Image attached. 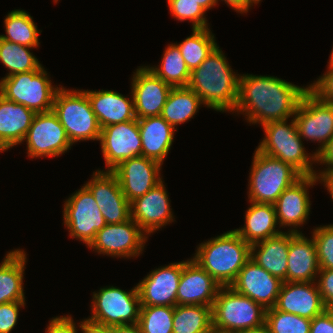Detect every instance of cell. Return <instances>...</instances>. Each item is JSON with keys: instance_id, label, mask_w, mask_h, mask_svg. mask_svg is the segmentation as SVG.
I'll return each mask as SVG.
<instances>
[{"instance_id": "20", "label": "cell", "mask_w": 333, "mask_h": 333, "mask_svg": "<svg viewBox=\"0 0 333 333\" xmlns=\"http://www.w3.org/2000/svg\"><path fill=\"white\" fill-rule=\"evenodd\" d=\"M182 273V261L160 266L150 271L137 284L141 306L177 305V290Z\"/></svg>"}, {"instance_id": "3", "label": "cell", "mask_w": 333, "mask_h": 333, "mask_svg": "<svg viewBox=\"0 0 333 333\" xmlns=\"http://www.w3.org/2000/svg\"><path fill=\"white\" fill-rule=\"evenodd\" d=\"M250 258L251 245L234 230L202 242L192 257L220 286H230Z\"/></svg>"}, {"instance_id": "39", "label": "cell", "mask_w": 333, "mask_h": 333, "mask_svg": "<svg viewBox=\"0 0 333 333\" xmlns=\"http://www.w3.org/2000/svg\"><path fill=\"white\" fill-rule=\"evenodd\" d=\"M173 18L179 21L189 20L192 29L209 28L205 17L206 11L194 0H167Z\"/></svg>"}, {"instance_id": "10", "label": "cell", "mask_w": 333, "mask_h": 333, "mask_svg": "<svg viewBox=\"0 0 333 333\" xmlns=\"http://www.w3.org/2000/svg\"><path fill=\"white\" fill-rule=\"evenodd\" d=\"M63 222L69 236L88 246L107 223L90 190L83 185L64 201Z\"/></svg>"}, {"instance_id": "22", "label": "cell", "mask_w": 333, "mask_h": 333, "mask_svg": "<svg viewBox=\"0 0 333 333\" xmlns=\"http://www.w3.org/2000/svg\"><path fill=\"white\" fill-rule=\"evenodd\" d=\"M220 285L192 258L182 261V273L177 290V305L212 307Z\"/></svg>"}, {"instance_id": "2", "label": "cell", "mask_w": 333, "mask_h": 333, "mask_svg": "<svg viewBox=\"0 0 333 333\" xmlns=\"http://www.w3.org/2000/svg\"><path fill=\"white\" fill-rule=\"evenodd\" d=\"M217 45L208 57L190 72L187 87L193 90L207 108L233 112L237 103L239 77Z\"/></svg>"}, {"instance_id": "1", "label": "cell", "mask_w": 333, "mask_h": 333, "mask_svg": "<svg viewBox=\"0 0 333 333\" xmlns=\"http://www.w3.org/2000/svg\"><path fill=\"white\" fill-rule=\"evenodd\" d=\"M307 86H297L275 76L240 75L234 113L247 116L249 124L261 126L292 118L309 90Z\"/></svg>"}, {"instance_id": "44", "label": "cell", "mask_w": 333, "mask_h": 333, "mask_svg": "<svg viewBox=\"0 0 333 333\" xmlns=\"http://www.w3.org/2000/svg\"><path fill=\"white\" fill-rule=\"evenodd\" d=\"M46 333H78L77 328L81 327V321L76 326L73 318L70 315L53 317L47 325Z\"/></svg>"}, {"instance_id": "36", "label": "cell", "mask_w": 333, "mask_h": 333, "mask_svg": "<svg viewBox=\"0 0 333 333\" xmlns=\"http://www.w3.org/2000/svg\"><path fill=\"white\" fill-rule=\"evenodd\" d=\"M32 47L16 44L0 37V63L8 69L5 77L36 70L40 61L30 52Z\"/></svg>"}, {"instance_id": "47", "label": "cell", "mask_w": 333, "mask_h": 333, "mask_svg": "<svg viewBox=\"0 0 333 333\" xmlns=\"http://www.w3.org/2000/svg\"><path fill=\"white\" fill-rule=\"evenodd\" d=\"M220 0H217V3ZM227 3L228 6H230L233 10H235L237 13H246L249 11L250 7L253 6V4H257L254 0H221Z\"/></svg>"}, {"instance_id": "9", "label": "cell", "mask_w": 333, "mask_h": 333, "mask_svg": "<svg viewBox=\"0 0 333 333\" xmlns=\"http://www.w3.org/2000/svg\"><path fill=\"white\" fill-rule=\"evenodd\" d=\"M92 315L87 321L104 327H114L139 322L141 301L137 285L129 291L109 286L93 292Z\"/></svg>"}, {"instance_id": "38", "label": "cell", "mask_w": 333, "mask_h": 333, "mask_svg": "<svg viewBox=\"0 0 333 333\" xmlns=\"http://www.w3.org/2000/svg\"><path fill=\"white\" fill-rule=\"evenodd\" d=\"M265 325L270 333H310L311 320L272 307L266 310Z\"/></svg>"}, {"instance_id": "13", "label": "cell", "mask_w": 333, "mask_h": 333, "mask_svg": "<svg viewBox=\"0 0 333 333\" xmlns=\"http://www.w3.org/2000/svg\"><path fill=\"white\" fill-rule=\"evenodd\" d=\"M30 158L58 157L71 149L63 125L53 112L36 113L24 139Z\"/></svg>"}, {"instance_id": "19", "label": "cell", "mask_w": 333, "mask_h": 333, "mask_svg": "<svg viewBox=\"0 0 333 333\" xmlns=\"http://www.w3.org/2000/svg\"><path fill=\"white\" fill-rule=\"evenodd\" d=\"M282 283L250 258L230 287L267 310L275 306Z\"/></svg>"}, {"instance_id": "16", "label": "cell", "mask_w": 333, "mask_h": 333, "mask_svg": "<svg viewBox=\"0 0 333 333\" xmlns=\"http://www.w3.org/2000/svg\"><path fill=\"white\" fill-rule=\"evenodd\" d=\"M86 184L107 224L123 223L131 218L130 202L124 196L111 171L96 170Z\"/></svg>"}, {"instance_id": "5", "label": "cell", "mask_w": 333, "mask_h": 333, "mask_svg": "<svg viewBox=\"0 0 333 333\" xmlns=\"http://www.w3.org/2000/svg\"><path fill=\"white\" fill-rule=\"evenodd\" d=\"M266 309L230 286H221L212 306L214 333H235L265 324Z\"/></svg>"}, {"instance_id": "17", "label": "cell", "mask_w": 333, "mask_h": 333, "mask_svg": "<svg viewBox=\"0 0 333 333\" xmlns=\"http://www.w3.org/2000/svg\"><path fill=\"white\" fill-rule=\"evenodd\" d=\"M316 182V175H303L282 192L274 203L279 228L288 226L291 228L288 232L302 233L297 229L309 219L311 209L308 188L313 187Z\"/></svg>"}, {"instance_id": "18", "label": "cell", "mask_w": 333, "mask_h": 333, "mask_svg": "<svg viewBox=\"0 0 333 333\" xmlns=\"http://www.w3.org/2000/svg\"><path fill=\"white\" fill-rule=\"evenodd\" d=\"M130 88L136 118L142 119L160 116L173 87L156 76L147 66H139L133 74Z\"/></svg>"}, {"instance_id": "27", "label": "cell", "mask_w": 333, "mask_h": 333, "mask_svg": "<svg viewBox=\"0 0 333 333\" xmlns=\"http://www.w3.org/2000/svg\"><path fill=\"white\" fill-rule=\"evenodd\" d=\"M141 141L142 156L160 162L163 165L177 131L163 117H145L137 119Z\"/></svg>"}, {"instance_id": "40", "label": "cell", "mask_w": 333, "mask_h": 333, "mask_svg": "<svg viewBox=\"0 0 333 333\" xmlns=\"http://www.w3.org/2000/svg\"><path fill=\"white\" fill-rule=\"evenodd\" d=\"M312 238L320 269H333V224L314 228Z\"/></svg>"}, {"instance_id": "37", "label": "cell", "mask_w": 333, "mask_h": 333, "mask_svg": "<svg viewBox=\"0 0 333 333\" xmlns=\"http://www.w3.org/2000/svg\"><path fill=\"white\" fill-rule=\"evenodd\" d=\"M174 307L141 306L138 325L142 333H173Z\"/></svg>"}, {"instance_id": "21", "label": "cell", "mask_w": 333, "mask_h": 333, "mask_svg": "<svg viewBox=\"0 0 333 333\" xmlns=\"http://www.w3.org/2000/svg\"><path fill=\"white\" fill-rule=\"evenodd\" d=\"M162 180L145 195L130 203L131 218L148 235L175 221Z\"/></svg>"}, {"instance_id": "26", "label": "cell", "mask_w": 333, "mask_h": 333, "mask_svg": "<svg viewBox=\"0 0 333 333\" xmlns=\"http://www.w3.org/2000/svg\"><path fill=\"white\" fill-rule=\"evenodd\" d=\"M33 110L0 94V152L24 142L35 116Z\"/></svg>"}, {"instance_id": "23", "label": "cell", "mask_w": 333, "mask_h": 333, "mask_svg": "<svg viewBox=\"0 0 333 333\" xmlns=\"http://www.w3.org/2000/svg\"><path fill=\"white\" fill-rule=\"evenodd\" d=\"M274 308L310 320L327 309L315 281L283 282Z\"/></svg>"}, {"instance_id": "25", "label": "cell", "mask_w": 333, "mask_h": 333, "mask_svg": "<svg viewBox=\"0 0 333 333\" xmlns=\"http://www.w3.org/2000/svg\"><path fill=\"white\" fill-rule=\"evenodd\" d=\"M100 128L136 118L134 101L114 90H84Z\"/></svg>"}, {"instance_id": "50", "label": "cell", "mask_w": 333, "mask_h": 333, "mask_svg": "<svg viewBox=\"0 0 333 333\" xmlns=\"http://www.w3.org/2000/svg\"><path fill=\"white\" fill-rule=\"evenodd\" d=\"M111 333H142L140 326L137 324H128L110 327Z\"/></svg>"}, {"instance_id": "54", "label": "cell", "mask_w": 333, "mask_h": 333, "mask_svg": "<svg viewBox=\"0 0 333 333\" xmlns=\"http://www.w3.org/2000/svg\"><path fill=\"white\" fill-rule=\"evenodd\" d=\"M257 4L261 1V0H254Z\"/></svg>"}, {"instance_id": "43", "label": "cell", "mask_w": 333, "mask_h": 333, "mask_svg": "<svg viewBox=\"0 0 333 333\" xmlns=\"http://www.w3.org/2000/svg\"><path fill=\"white\" fill-rule=\"evenodd\" d=\"M316 283L325 307L333 310V269H320Z\"/></svg>"}, {"instance_id": "42", "label": "cell", "mask_w": 333, "mask_h": 333, "mask_svg": "<svg viewBox=\"0 0 333 333\" xmlns=\"http://www.w3.org/2000/svg\"><path fill=\"white\" fill-rule=\"evenodd\" d=\"M328 70L309 85V89L323 101L333 104V62H328Z\"/></svg>"}, {"instance_id": "35", "label": "cell", "mask_w": 333, "mask_h": 333, "mask_svg": "<svg viewBox=\"0 0 333 333\" xmlns=\"http://www.w3.org/2000/svg\"><path fill=\"white\" fill-rule=\"evenodd\" d=\"M180 49L187 68H197L217 46L215 36L209 28L192 29V35L181 43H175Z\"/></svg>"}, {"instance_id": "51", "label": "cell", "mask_w": 333, "mask_h": 333, "mask_svg": "<svg viewBox=\"0 0 333 333\" xmlns=\"http://www.w3.org/2000/svg\"><path fill=\"white\" fill-rule=\"evenodd\" d=\"M235 333H270L268 327L264 324L256 328H250L247 330L237 331Z\"/></svg>"}, {"instance_id": "31", "label": "cell", "mask_w": 333, "mask_h": 333, "mask_svg": "<svg viewBox=\"0 0 333 333\" xmlns=\"http://www.w3.org/2000/svg\"><path fill=\"white\" fill-rule=\"evenodd\" d=\"M201 105H204L202 100L193 90L188 87H173L160 116L177 129V125L193 118Z\"/></svg>"}, {"instance_id": "41", "label": "cell", "mask_w": 333, "mask_h": 333, "mask_svg": "<svg viewBox=\"0 0 333 333\" xmlns=\"http://www.w3.org/2000/svg\"><path fill=\"white\" fill-rule=\"evenodd\" d=\"M25 301L0 304V333H10L17 324L19 309L25 307Z\"/></svg>"}, {"instance_id": "34", "label": "cell", "mask_w": 333, "mask_h": 333, "mask_svg": "<svg viewBox=\"0 0 333 333\" xmlns=\"http://www.w3.org/2000/svg\"><path fill=\"white\" fill-rule=\"evenodd\" d=\"M159 66H148L156 76L172 87H187L190 79V70L187 68L180 49L175 43L165 48Z\"/></svg>"}, {"instance_id": "33", "label": "cell", "mask_w": 333, "mask_h": 333, "mask_svg": "<svg viewBox=\"0 0 333 333\" xmlns=\"http://www.w3.org/2000/svg\"><path fill=\"white\" fill-rule=\"evenodd\" d=\"M4 27L6 35H0L2 39L27 47H39L38 37L42 31L37 29L33 17L25 10L9 12L4 19Z\"/></svg>"}, {"instance_id": "14", "label": "cell", "mask_w": 333, "mask_h": 333, "mask_svg": "<svg viewBox=\"0 0 333 333\" xmlns=\"http://www.w3.org/2000/svg\"><path fill=\"white\" fill-rule=\"evenodd\" d=\"M99 141L106 171H111L124 160L142 156L137 119L101 128Z\"/></svg>"}, {"instance_id": "11", "label": "cell", "mask_w": 333, "mask_h": 333, "mask_svg": "<svg viewBox=\"0 0 333 333\" xmlns=\"http://www.w3.org/2000/svg\"><path fill=\"white\" fill-rule=\"evenodd\" d=\"M147 234L130 218L119 224H106L88 246L99 255L131 258L142 254Z\"/></svg>"}, {"instance_id": "49", "label": "cell", "mask_w": 333, "mask_h": 333, "mask_svg": "<svg viewBox=\"0 0 333 333\" xmlns=\"http://www.w3.org/2000/svg\"><path fill=\"white\" fill-rule=\"evenodd\" d=\"M81 333H111L110 327L99 326L87 320L81 321Z\"/></svg>"}, {"instance_id": "45", "label": "cell", "mask_w": 333, "mask_h": 333, "mask_svg": "<svg viewBox=\"0 0 333 333\" xmlns=\"http://www.w3.org/2000/svg\"><path fill=\"white\" fill-rule=\"evenodd\" d=\"M310 333H333L332 309H326L311 320Z\"/></svg>"}, {"instance_id": "29", "label": "cell", "mask_w": 333, "mask_h": 333, "mask_svg": "<svg viewBox=\"0 0 333 333\" xmlns=\"http://www.w3.org/2000/svg\"><path fill=\"white\" fill-rule=\"evenodd\" d=\"M249 202L250 206L245 211L244 226L234 229L245 242L252 245L283 232L277 228L274 204Z\"/></svg>"}, {"instance_id": "24", "label": "cell", "mask_w": 333, "mask_h": 333, "mask_svg": "<svg viewBox=\"0 0 333 333\" xmlns=\"http://www.w3.org/2000/svg\"><path fill=\"white\" fill-rule=\"evenodd\" d=\"M320 271L313 238L290 232L287 282H314Z\"/></svg>"}, {"instance_id": "6", "label": "cell", "mask_w": 333, "mask_h": 333, "mask_svg": "<svg viewBox=\"0 0 333 333\" xmlns=\"http://www.w3.org/2000/svg\"><path fill=\"white\" fill-rule=\"evenodd\" d=\"M265 137L256 148L265 155L291 164L302 175H315L316 154L306 153L294 119L272 121L262 126Z\"/></svg>"}, {"instance_id": "28", "label": "cell", "mask_w": 333, "mask_h": 333, "mask_svg": "<svg viewBox=\"0 0 333 333\" xmlns=\"http://www.w3.org/2000/svg\"><path fill=\"white\" fill-rule=\"evenodd\" d=\"M290 232H282L251 245V259L268 273L287 282Z\"/></svg>"}, {"instance_id": "15", "label": "cell", "mask_w": 333, "mask_h": 333, "mask_svg": "<svg viewBox=\"0 0 333 333\" xmlns=\"http://www.w3.org/2000/svg\"><path fill=\"white\" fill-rule=\"evenodd\" d=\"M161 168L160 162L138 156L122 161L111 172L116 176L124 196L131 203L163 180Z\"/></svg>"}, {"instance_id": "30", "label": "cell", "mask_w": 333, "mask_h": 333, "mask_svg": "<svg viewBox=\"0 0 333 333\" xmlns=\"http://www.w3.org/2000/svg\"><path fill=\"white\" fill-rule=\"evenodd\" d=\"M24 250L15 249L6 254L0 264V304L25 301L23 287L27 257Z\"/></svg>"}, {"instance_id": "52", "label": "cell", "mask_w": 333, "mask_h": 333, "mask_svg": "<svg viewBox=\"0 0 333 333\" xmlns=\"http://www.w3.org/2000/svg\"><path fill=\"white\" fill-rule=\"evenodd\" d=\"M197 2L205 11L215 7L218 3L217 0H194Z\"/></svg>"}, {"instance_id": "7", "label": "cell", "mask_w": 333, "mask_h": 333, "mask_svg": "<svg viewBox=\"0 0 333 333\" xmlns=\"http://www.w3.org/2000/svg\"><path fill=\"white\" fill-rule=\"evenodd\" d=\"M52 111L72 145L78 141H99L101 128L84 90H67L61 86L55 94Z\"/></svg>"}, {"instance_id": "32", "label": "cell", "mask_w": 333, "mask_h": 333, "mask_svg": "<svg viewBox=\"0 0 333 333\" xmlns=\"http://www.w3.org/2000/svg\"><path fill=\"white\" fill-rule=\"evenodd\" d=\"M173 333H213L212 307L205 305H176Z\"/></svg>"}, {"instance_id": "46", "label": "cell", "mask_w": 333, "mask_h": 333, "mask_svg": "<svg viewBox=\"0 0 333 333\" xmlns=\"http://www.w3.org/2000/svg\"><path fill=\"white\" fill-rule=\"evenodd\" d=\"M316 164L326 165L324 170L333 169V135L330 140L316 153Z\"/></svg>"}, {"instance_id": "53", "label": "cell", "mask_w": 333, "mask_h": 333, "mask_svg": "<svg viewBox=\"0 0 333 333\" xmlns=\"http://www.w3.org/2000/svg\"><path fill=\"white\" fill-rule=\"evenodd\" d=\"M329 62H333V48H332V51L330 53V59H329Z\"/></svg>"}, {"instance_id": "12", "label": "cell", "mask_w": 333, "mask_h": 333, "mask_svg": "<svg viewBox=\"0 0 333 333\" xmlns=\"http://www.w3.org/2000/svg\"><path fill=\"white\" fill-rule=\"evenodd\" d=\"M293 119L301 139L320 143L315 154L333 135V104L323 101L310 89L302 96Z\"/></svg>"}, {"instance_id": "8", "label": "cell", "mask_w": 333, "mask_h": 333, "mask_svg": "<svg viewBox=\"0 0 333 333\" xmlns=\"http://www.w3.org/2000/svg\"><path fill=\"white\" fill-rule=\"evenodd\" d=\"M57 85L52 86L45 68L40 65L36 70L17 73L0 80V94L10 101L22 104L35 113L53 110Z\"/></svg>"}, {"instance_id": "4", "label": "cell", "mask_w": 333, "mask_h": 333, "mask_svg": "<svg viewBox=\"0 0 333 333\" xmlns=\"http://www.w3.org/2000/svg\"><path fill=\"white\" fill-rule=\"evenodd\" d=\"M249 175L248 199L274 204L282 192L303 175L291 164L255 150Z\"/></svg>"}, {"instance_id": "48", "label": "cell", "mask_w": 333, "mask_h": 333, "mask_svg": "<svg viewBox=\"0 0 333 333\" xmlns=\"http://www.w3.org/2000/svg\"><path fill=\"white\" fill-rule=\"evenodd\" d=\"M319 172L315 173L317 180L319 183H323V185L327 188L330 193V197L333 201V169L332 170H318Z\"/></svg>"}]
</instances>
